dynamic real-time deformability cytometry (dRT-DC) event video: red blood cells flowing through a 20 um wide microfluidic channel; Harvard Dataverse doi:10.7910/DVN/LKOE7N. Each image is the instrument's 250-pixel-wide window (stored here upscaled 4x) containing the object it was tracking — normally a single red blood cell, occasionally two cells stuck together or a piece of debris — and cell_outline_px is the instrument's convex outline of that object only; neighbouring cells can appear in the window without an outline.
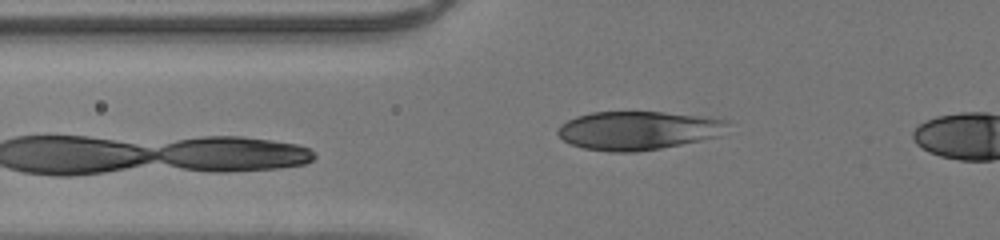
{"species": "human", "species_latin": "Homo sapiens", "temperature_condition": "room temperature", "stored_images_in_passage": 16, "camera_frame_rate_fps": 3000, "um_per_image_px": 0.085, "donor": {"sex": "male"}, "frame": {"image": 1, "passage_image": 16, "time_ms": 5.0, "image_size_px": [1000, 240], "cell_outline_px": [[728, 124], [720, 136], [660, 148], [636, 152], [608, 152], [584, 148], [572, 144], [564, 140], [556, 132], [560, 124], [576, 116], [592, 112], [664, 112], [708, 116], [728, 120]], "centroid_in_image_um": [54.24, 11.08], "position_along_channel_um": 71.6, "area_um2": 38.26}}